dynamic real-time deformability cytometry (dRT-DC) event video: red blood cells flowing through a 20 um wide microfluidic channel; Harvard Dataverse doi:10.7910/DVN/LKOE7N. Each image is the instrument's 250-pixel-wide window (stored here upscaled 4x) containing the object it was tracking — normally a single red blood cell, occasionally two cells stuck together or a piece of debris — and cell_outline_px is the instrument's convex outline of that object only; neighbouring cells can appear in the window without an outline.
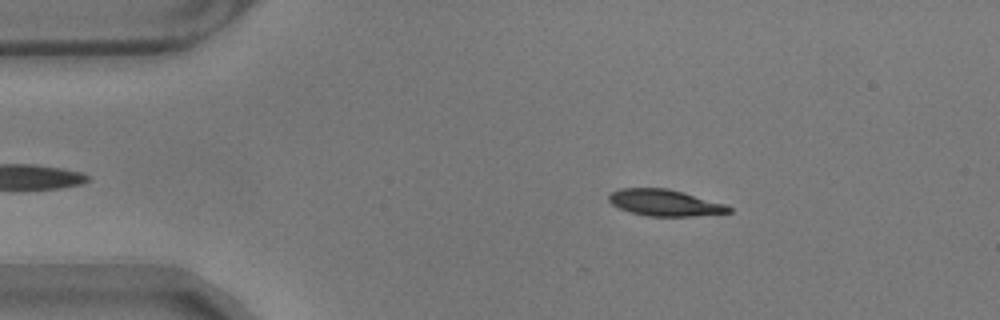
{"species": "common noctule bat (a hibernating species)", "species_latin": "Nyctalus noctula", "temperature_condition": "warm", "stored_images_in_passage": 46, "camera_frame_rate_fps": 3000, "um_per_image_px": 0.085, "animal": {"sex": "male", "body_mass_g": 17.9}, "frame": {"image": 1, "passage_image": 9, "time_ms": 2.667, "image_size_px": [1000, 320], "cell_outline_px": [[732, 212], [692, 216], [648, 216], [632, 212], [620, 208], [612, 204], [608, 200], [608, 196], [612, 192], [620, 188], [668, 188], [684, 192], [724, 204], [732, 208]], "centroid_in_image_um": [56.5, 17.22], "position_along_channel_um": 28.5, "area_um2": 18.32}}
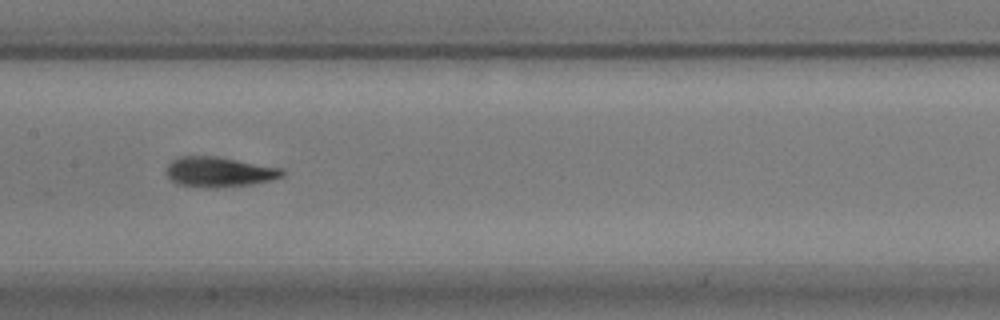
{"frame": {"image": 2, "passage_image": 27, "time_ms": 8.667, "image_size_px": [1000, 320], "cell_outline_px": [[284, 176], [272, 180], [252, 184], [216, 188], [204, 188], [176, 184], [168, 176], [168, 164], [172, 160], [180, 156], [216, 156], [284, 168]], "centroid_in_image_um": [18.66, 14.62], "position_along_channel_um": 188.7, "area_um2": 20.46}}
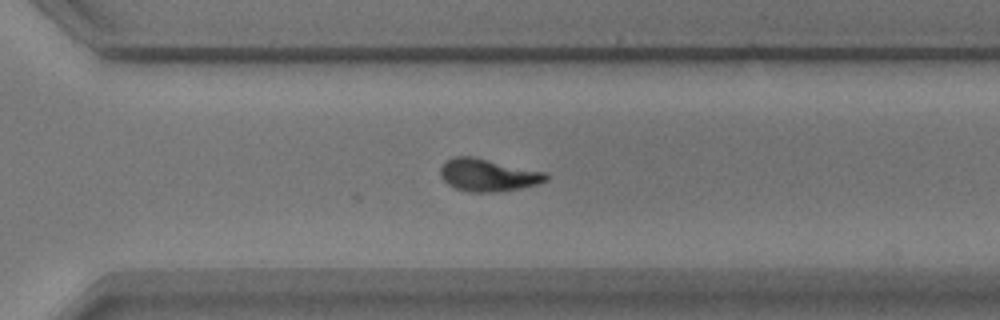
{"frame": {"image": 3, "passage_image": 39, "time_ms": 12.667, "image_size_px": [1000, 320], "cell_outline_px": [[548, 180], [536, 184], [496, 192], [468, 192], [456, 188], [448, 184], [440, 176], [440, 168], [452, 156], [472, 156], [548, 172]], "centroid_in_image_um": [41.48, 14.87], "position_along_channel_um": 329.1, "area_um2": 19.94}, "authors_computed_cell_mechanics": {"area_um2": 19.4497, "velocity_mm_per_s": 3.5159, "shape_relaxation_time_tau1_ms": null, "shape_relaxation_time_tau2_ms": 1.5534, "deformation_change_tau1": null, "deformation_change_tau2": 0.0699}}